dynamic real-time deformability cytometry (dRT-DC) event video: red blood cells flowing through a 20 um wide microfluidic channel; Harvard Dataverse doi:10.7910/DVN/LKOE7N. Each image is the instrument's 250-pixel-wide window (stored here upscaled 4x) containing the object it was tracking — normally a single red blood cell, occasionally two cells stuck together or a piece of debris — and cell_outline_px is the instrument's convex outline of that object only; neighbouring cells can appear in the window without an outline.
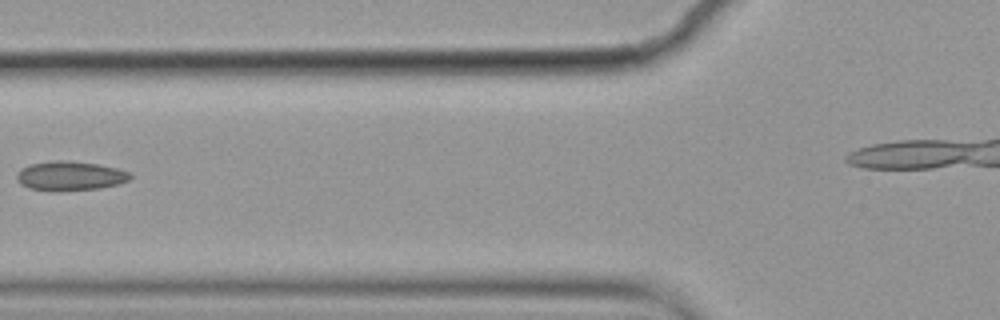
{"species": "common noctule bat (a hibernating species)", "species_latin": "Nyctalus noctula", "temperature_condition": "cold", "stored_images_in_passage": 8, "camera_frame_rate_fps": 3000, "um_per_image_px": 0.085, "animal": {"sex": "female", "body_mass_g": 19.9}, "frame": {"image": 1, "passage_image": 7, "time_ms": 2.0, "image_size_px": [1000, 320], "cell_outline_px": [[132, 176], [128, 180], [120, 184], [100, 188], [28, 188], [20, 184], [16, 176], [20, 168], [28, 164], [56, 160], [60, 160], [100, 164], [116, 168], [128, 172]], "centroid_in_image_um": [5.97, 14.9], "position_along_channel_um": 119.8, "area_um2": 18.55}}